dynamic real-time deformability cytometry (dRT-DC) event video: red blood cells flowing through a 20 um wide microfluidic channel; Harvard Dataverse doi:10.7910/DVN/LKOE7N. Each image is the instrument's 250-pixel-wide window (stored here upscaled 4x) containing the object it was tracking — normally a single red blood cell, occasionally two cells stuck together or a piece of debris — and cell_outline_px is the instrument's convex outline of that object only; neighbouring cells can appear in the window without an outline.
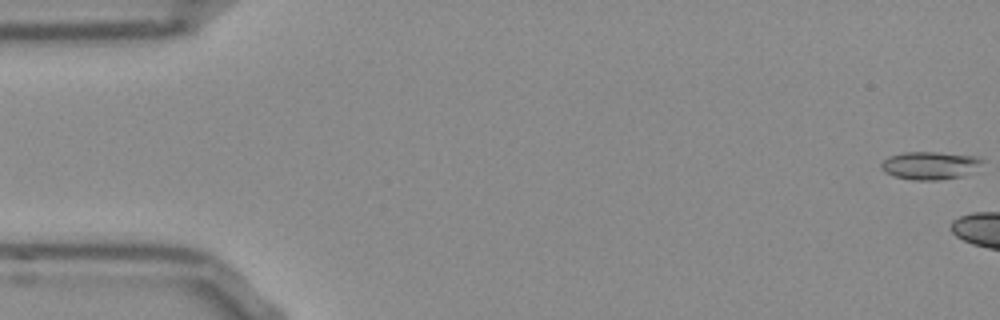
{"species": "Egyptian fruit bat (a non-hibernating species)", "species_latin": "Rousettus aegyptiacus", "temperature_condition": "room temperature", "stored_images_in_passage": 7, "camera_frame_rate_fps": 3000, "um_per_image_px": 0.085, "frame": {"image": 1, "passage_image": 1, "time_ms": 0.0, "image_size_px": [1000, 320], "cell_outline_px": [[984, 160], [960, 176], [940, 180], [912, 180], [896, 176], [884, 172], [880, 168], [880, 164], [888, 156], [904, 152], [936, 152], [976, 156]], "centroid_in_image_um": [78.93, 14.05], "position_along_channel_um": 6.1, "area_um2": 16.01}}